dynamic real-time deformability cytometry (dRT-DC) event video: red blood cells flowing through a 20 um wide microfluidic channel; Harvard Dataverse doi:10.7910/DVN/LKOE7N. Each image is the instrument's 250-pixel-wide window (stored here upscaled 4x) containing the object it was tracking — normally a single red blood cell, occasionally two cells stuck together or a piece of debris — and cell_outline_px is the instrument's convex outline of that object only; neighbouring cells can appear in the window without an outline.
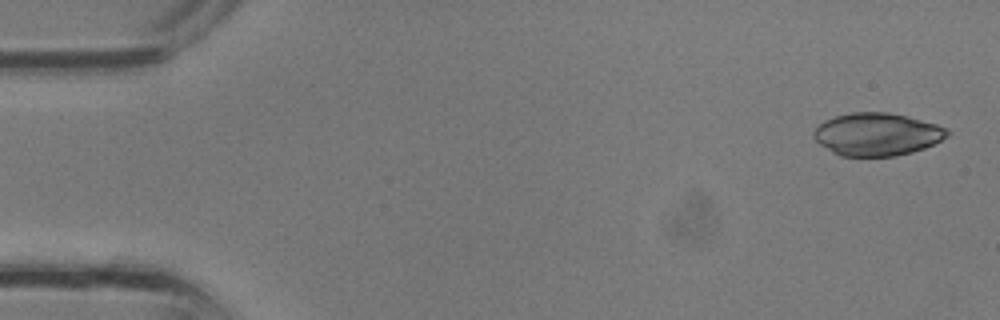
{"species": "common noctule bat (a hibernating species)", "species_latin": "Nyctalus noctula", "temperature_condition": "room temperature", "stored_images_in_passage": 12, "camera_frame_rate_fps": 3000, "um_per_image_px": 0.085, "animal": {"sex": "male", "body_mass_g": 13.3}, "frame": {"image": 1, "passage_image": 1, "time_ms": 0.0, "image_size_px": [1000, 320], "cell_outline_px": [[948, 136], [924, 148], [912, 152], [896, 156], [840, 156], [832, 152], [820, 144], [812, 136], [812, 132], [824, 120], [836, 116], [852, 112], [888, 112], [936, 124], [948, 128]], "centroid_in_image_um": [74.52, 11.42], "position_along_channel_um": 10.5, "area_um2": 33.06}}